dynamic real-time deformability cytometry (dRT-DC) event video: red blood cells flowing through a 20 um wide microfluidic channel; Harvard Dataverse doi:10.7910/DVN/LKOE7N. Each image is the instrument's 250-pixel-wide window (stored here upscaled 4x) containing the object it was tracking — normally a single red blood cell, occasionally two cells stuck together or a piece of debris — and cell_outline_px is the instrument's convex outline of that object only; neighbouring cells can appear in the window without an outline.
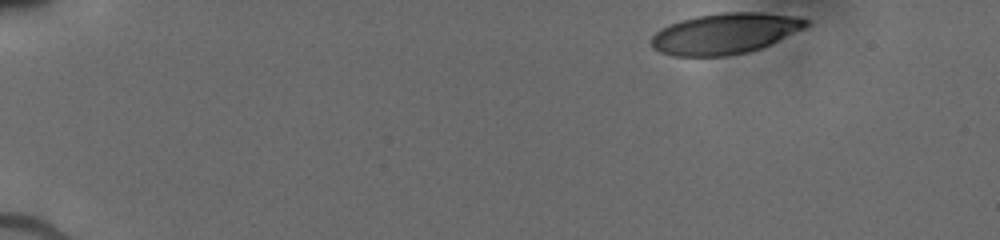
{"species": "human", "species_latin": "Homo sapiens", "temperature_condition": "cold", "stored_images_in_passage": 31, "camera_frame_rate_fps": 3000, "um_per_image_px": 0.085, "donor": {"sex": "male"}, "frame": {"image": 1, "passage_image": 1, "time_ms": 0.0, "image_size_px": [1000, 240], "cell_outline_px": [[812, 24], [804, 28], [760, 48], [748, 52], [728, 56], [672, 56], [660, 52], [652, 48], [648, 40], [660, 28], [668, 24], [680, 20], [696, 16], [724, 12], [760, 12], [800, 16], [808, 20]], "centroid_in_image_um": [61.59, 2.84], "position_along_channel_um": 23.4, "area_um2": 37.11}}
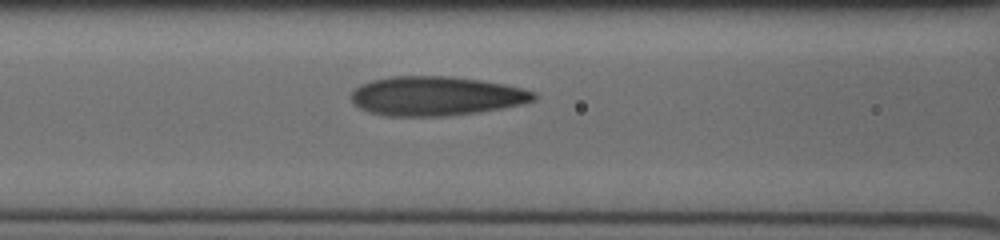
{"frame": {"image": 2, "passage_image": 22, "time_ms": 5.667, "image_size_px": [1000, 240], "cell_outline_px": [[536, 100], [524, 104], [480, 112], [448, 116], [384, 116], [368, 112], [360, 108], [352, 100], [352, 92], [360, 84], [372, 80], [392, 76], [452, 76], [480, 80], [504, 84], [524, 88], [536, 92]], "centroid_in_image_um": [37.1, 8.16], "position_along_channel_um": 129.5, "area_um2": 42.08}}
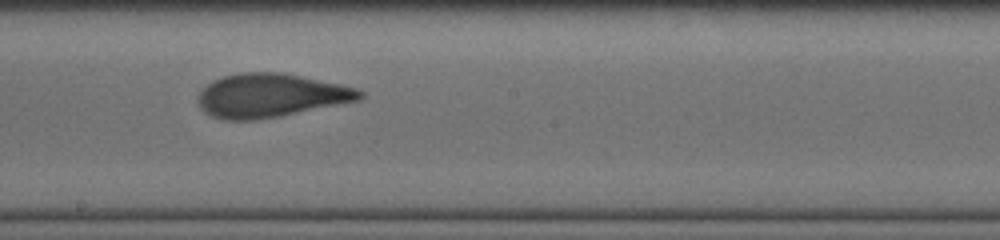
{"frame": {"image": 3, "passage_image": 30, "time_ms": 8.0, "image_size_px": [1000, 240], "cell_outline_px": [[364, 96], [360, 100], [280, 116], [256, 120], [224, 120], [212, 116], [204, 112], [196, 104], [196, 96], [212, 80], [224, 76], [244, 72], [280, 72], [340, 84], [356, 88], [364, 92]], "centroid_in_image_um": [22.97, 8.12], "position_along_channel_um": 225.2, "area_um2": 41.21}}